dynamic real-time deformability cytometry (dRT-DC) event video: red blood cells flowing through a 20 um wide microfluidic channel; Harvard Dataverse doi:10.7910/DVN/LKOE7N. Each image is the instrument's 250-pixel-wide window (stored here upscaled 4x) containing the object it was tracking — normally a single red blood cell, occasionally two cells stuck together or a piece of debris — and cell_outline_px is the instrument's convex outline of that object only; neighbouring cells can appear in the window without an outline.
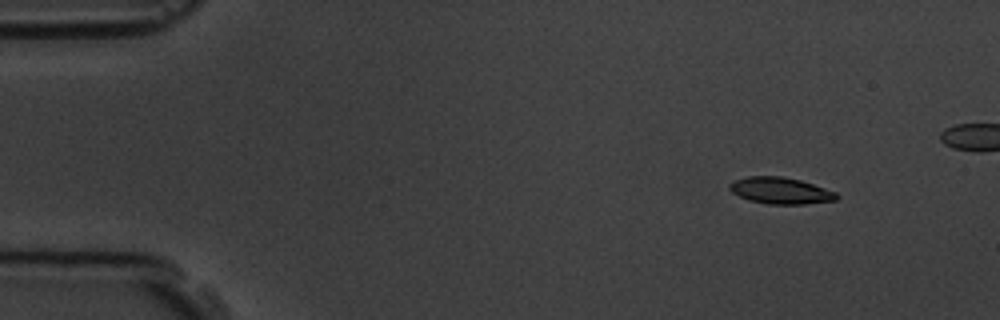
{"species": "common noctule bat (a hibernating species)", "species_latin": "Nyctalus noctula", "temperature_condition": "room temperature", "stored_images_in_passage": 6, "camera_frame_rate_fps": 3000, "um_per_image_px": 0.085, "animal": {"sex": "male", "body_mass_g": 19.5, "forearm_length_mm": 54.6}, "frame": {"image": 1, "passage_image": 2, "time_ms": 1.333, "image_size_px": [1000, 320], "cell_outline_px": [[840, 196], [836, 200], [804, 204], [768, 204], [748, 200], [732, 192], [728, 188], [728, 184], [736, 180], [748, 176], [780, 176], [800, 180], [836, 192]], "centroid_in_image_um": [66.34, 16.21], "position_along_channel_um": 18.7, "area_um2": 16.47}}